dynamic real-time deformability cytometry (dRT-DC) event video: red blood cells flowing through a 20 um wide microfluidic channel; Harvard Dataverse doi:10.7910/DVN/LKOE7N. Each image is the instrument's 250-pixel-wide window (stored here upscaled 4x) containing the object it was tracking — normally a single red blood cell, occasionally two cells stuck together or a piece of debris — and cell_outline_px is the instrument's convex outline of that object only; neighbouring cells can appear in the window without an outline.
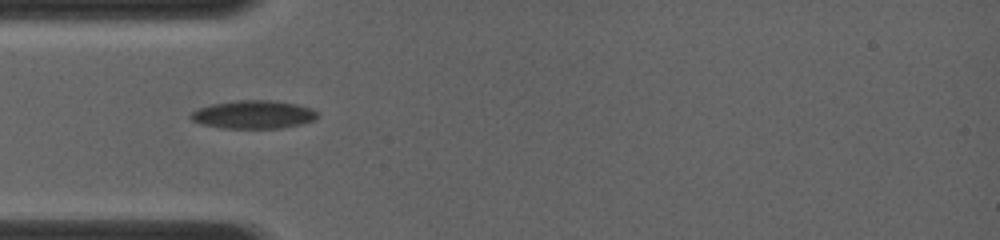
{"species": "common noctule bat (a hibernating species)", "species_latin": "Nyctalus noctula", "temperature_condition": "room temperature", "stored_images_in_passage": 2, "camera_frame_rate_fps": 4000, "um_per_image_px": 0.085, "animal": {"sex": "female", "body_mass_g": 19.0, "forearm_length_mm": 56.7}, "frame": {"image": 1, "passage_image": 1, "time_ms": 0.0, "image_size_px": [1000, 240], "cell_outline_px": [[316, 120], [300, 124], [280, 128], [220, 128], [200, 124], [192, 120], [188, 116], [192, 112], [200, 108], [212, 104], [240, 100], [272, 100], [296, 104], [312, 108], [316, 112]], "centroid_in_image_um": [21.53, 9.74], "position_along_channel_um": 63.5, "area_um2": 20.75}}
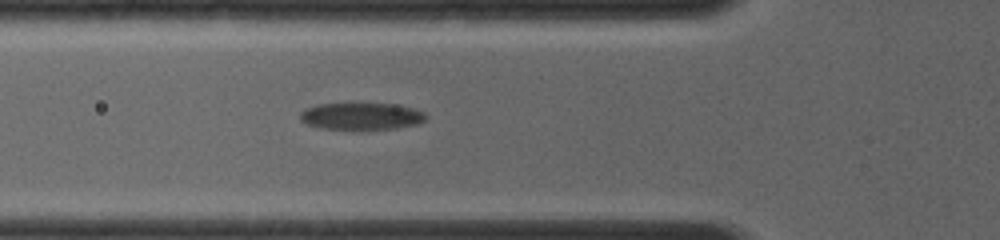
{"frame": {"image": 2, "passage_image": 2, "time_ms": 0.75, "image_size_px": [1000, 240], "cell_outline_px": [[428, 116], [424, 120], [416, 124], [396, 128], [324, 128], [304, 124], [300, 120], [300, 112], [304, 108], [320, 104], [352, 100], [392, 104], [412, 108], [424, 112]], "centroid_in_image_um": [30.65, 9.81], "position_along_channel_um": 95.1, "area_um2": 20.35}}